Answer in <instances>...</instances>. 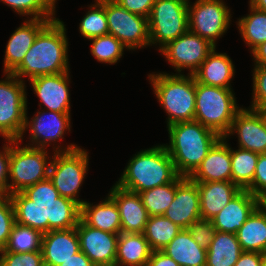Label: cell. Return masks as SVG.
Here are the masks:
<instances>
[{"label":"cell","mask_w":266,"mask_h":266,"mask_svg":"<svg viewBox=\"0 0 266 266\" xmlns=\"http://www.w3.org/2000/svg\"><path fill=\"white\" fill-rule=\"evenodd\" d=\"M0 266H45L42 251L0 252Z\"/></svg>","instance_id":"cell-40"},{"label":"cell","mask_w":266,"mask_h":266,"mask_svg":"<svg viewBox=\"0 0 266 266\" xmlns=\"http://www.w3.org/2000/svg\"><path fill=\"white\" fill-rule=\"evenodd\" d=\"M44 1L55 11L57 0H44Z\"/></svg>","instance_id":"cell-51"},{"label":"cell","mask_w":266,"mask_h":266,"mask_svg":"<svg viewBox=\"0 0 266 266\" xmlns=\"http://www.w3.org/2000/svg\"><path fill=\"white\" fill-rule=\"evenodd\" d=\"M262 266H266V254L264 255V259H263V262H262Z\"/></svg>","instance_id":"cell-54"},{"label":"cell","mask_w":266,"mask_h":266,"mask_svg":"<svg viewBox=\"0 0 266 266\" xmlns=\"http://www.w3.org/2000/svg\"><path fill=\"white\" fill-rule=\"evenodd\" d=\"M20 16L30 19H56L55 12L44 0H0Z\"/></svg>","instance_id":"cell-38"},{"label":"cell","mask_w":266,"mask_h":266,"mask_svg":"<svg viewBox=\"0 0 266 266\" xmlns=\"http://www.w3.org/2000/svg\"><path fill=\"white\" fill-rule=\"evenodd\" d=\"M194 182L232 181L230 146L221 137L189 177Z\"/></svg>","instance_id":"cell-22"},{"label":"cell","mask_w":266,"mask_h":266,"mask_svg":"<svg viewBox=\"0 0 266 266\" xmlns=\"http://www.w3.org/2000/svg\"><path fill=\"white\" fill-rule=\"evenodd\" d=\"M249 5L257 10L266 12V0H249Z\"/></svg>","instance_id":"cell-50"},{"label":"cell","mask_w":266,"mask_h":266,"mask_svg":"<svg viewBox=\"0 0 266 266\" xmlns=\"http://www.w3.org/2000/svg\"><path fill=\"white\" fill-rule=\"evenodd\" d=\"M215 47L207 39L188 30L177 39L167 43L159 51L176 69L175 71L178 73L175 74H182V70L188 69L189 73L187 74L193 75Z\"/></svg>","instance_id":"cell-13"},{"label":"cell","mask_w":266,"mask_h":266,"mask_svg":"<svg viewBox=\"0 0 266 266\" xmlns=\"http://www.w3.org/2000/svg\"><path fill=\"white\" fill-rule=\"evenodd\" d=\"M202 219L211 220L241 189L232 181L196 182Z\"/></svg>","instance_id":"cell-24"},{"label":"cell","mask_w":266,"mask_h":266,"mask_svg":"<svg viewBox=\"0 0 266 266\" xmlns=\"http://www.w3.org/2000/svg\"><path fill=\"white\" fill-rule=\"evenodd\" d=\"M195 96L194 121L225 137L237 112L242 108L237 106L232 88L215 87L195 81Z\"/></svg>","instance_id":"cell-6"},{"label":"cell","mask_w":266,"mask_h":266,"mask_svg":"<svg viewBox=\"0 0 266 266\" xmlns=\"http://www.w3.org/2000/svg\"><path fill=\"white\" fill-rule=\"evenodd\" d=\"M259 205L258 197L248 190H241L211 221L217 231L236 234Z\"/></svg>","instance_id":"cell-21"},{"label":"cell","mask_w":266,"mask_h":266,"mask_svg":"<svg viewBox=\"0 0 266 266\" xmlns=\"http://www.w3.org/2000/svg\"><path fill=\"white\" fill-rule=\"evenodd\" d=\"M246 190L259 199L266 193V153L259 154L253 182Z\"/></svg>","instance_id":"cell-43"},{"label":"cell","mask_w":266,"mask_h":266,"mask_svg":"<svg viewBox=\"0 0 266 266\" xmlns=\"http://www.w3.org/2000/svg\"><path fill=\"white\" fill-rule=\"evenodd\" d=\"M169 145L164 144L179 176L190 177L221 138L197 121H185L167 127Z\"/></svg>","instance_id":"cell-3"},{"label":"cell","mask_w":266,"mask_h":266,"mask_svg":"<svg viewBox=\"0 0 266 266\" xmlns=\"http://www.w3.org/2000/svg\"><path fill=\"white\" fill-rule=\"evenodd\" d=\"M108 195L118 206L121 232L144 233L149 214L143 206L139 193L126 190L114 184Z\"/></svg>","instance_id":"cell-20"},{"label":"cell","mask_w":266,"mask_h":266,"mask_svg":"<svg viewBox=\"0 0 266 266\" xmlns=\"http://www.w3.org/2000/svg\"><path fill=\"white\" fill-rule=\"evenodd\" d=\"M264 255L259 252L243 251L234 266H262Z\"/></svg>","instance_id":"cell-46"},{"label":"cell","mask_w":266,"mask_h":266,"mask_svg":"<svg viewBox=\"0 0 266 266\" xmlns=\"http://www.w3.org/2000/svg\"><path fill=\"white\" fill-rule=\"evenodd\" d=\"M41 251L45 266H59L80 251L76 227L43 233Z\"/></svg>","instance_id":"cell-23"},{"label":"cell","mask_w":266,"mask_h":266,"mask_svg":"<svg viewBox=\"0 0 266 266\" xmlns=\"http://www.w3.org/2000/svg\"><path fill=\"white\" fill-rule=\"evenodd\" d=\"M29 121L26 109V121L24 133L30 131V142L27 144L31 147L47 149L51 142L56 143L62 140L66 131L71 129V115L70 113H59L54 111L41 110L30 118ZM67 129V130H66Z\"/></svg>","instance_id":"cell-14"},{"label":"cell","mask_w":266,"mask_h":266,"mask_svg":"<svg viewBox=\"0 0 266 266\" xmlns=\"http://www.w3.org/2000/svg\"><path fill=\"white\" fill-rule=\"evenodd\" d=\"M188 0V29L214 46L230 26L231 11L223 0Z\"/></svg>","instance_id":"cell-11"},{"label":"cell","mask_w":266,"mask_h":266,"mask_svg":"<svg viewBox=\"0 0 266 266\" xmlns=\"http://www.w3.org/2000/svg\"><path fill=\"white\" fill-rule=\"evenodd\" d=\"M108 34L121 41L127 50L150 46L148 18L131 13L114 0H106Z\"/></svg>","instance_id":"cell-12"},{"label":"cell","mask_w":266,"mask_h":266,"mask_svg":"<svg viewBox=\"0 0 266 266\" xmlns=\"http://www.w3.org/2000/svg\"><path fill=\"white\" fill-rule=\"evenodd\" d=\"M242 252L236 234L217 231L207 249L206 266H234Z\"/></svg>","instance_id":"cell-30"},{"label":"cell","mask_w":266,"mask_h":266,"mask_svg":"<svg viewBox=\"0 0 266 266\" xmlns=\"http://www.w3.org/2000/svg\"><path fill=\"white\" fill-rule=\"evenodd\" d=\"M154 94L168 114L167 127L177 122L194 121L195 78L193 75L150 73Z\"/></svg>","instance_id":"cell-5"},{"label":"cell","mask_w":266,"mask_h":266,"mask_svg":"<svg viewBox=\"0 0 266 266\" xmlns=\"http://www.w3.org/2000/svg\"><path fill=\"white\" fill-rule=\"evenodd\" d=\"M68 72L38 76L29 80L31 87L45 110L59 113H70V78Z\"/></svg>","instance_id":"cell-18"},{"label":"cell","mask_w":266,"mask_h":266,"mask_svg":"<svg viewBox=\"0 0 266 266\" xmlns=\"http://www.w3.org/2000/svg\"><path fill=\"white\" fill-rule=\"evenodd\" d=\"M55 19L25 20L9 38L4 56V74L12 73L23 61L27 51L35 42L37 35Z\"/></svg>","instance_id":"cell-19"},{"label":"cell","mask_w":266,"mask_h":266,"mask_svg":"<svg viewBox=\"0 0 266 266\" xmlns=\"http://www.w3.org/2000/svg\"><path fill=\"white\" fill-rule=\"evenodd\" d=\"M250 14L239 18L237 28L250 51L266 41V12L249 5Z\"/></svg>","instance_id":"cell-33"},{"label":"cell","mask_w":266,"mask_h":266,"mask_svg":"<svg viewBox=\"0 0 266 266\" xmlns=\"http://www.w3.org/2000/svg\"><path fill=\"white\" fill-rule=\"evenodd\" d=\"M14 224L15 213L10 195L0 196V251L5 248Z\"/></svg>","instance_id":"cell-39"},{"label":"cell","mask_w":266,"mask_h":266,"mask_svg":"<svg viewBox=\"0 0 266 266\" xmlns=\"http://www.w3.org/2000/svg\"><path fill=\"white\" fill-rule=\"evenodd\" d=\"M236 235L243 251L266 254V209L259 205Z\"/></svg>","instance_id":"cell-29"},{"label":"cell","mask_w":266,"mask_h":266,"mask_svg":"<svg viewBox=\"0 0 266 266\" xmlns=\"http://www.w3.org/2000/svg\"><path fill=\"white\" fill-rule=\"evenodd\" d=\"M150 46L167 43L188 29V0H156L148 18Z\"/></svg>","instance_id":"cell-10"},{"label":"cell","mask_w":266,"mask_h":266,"mask_svg":"<svg viewBox=\"0 0 266 266\" xmlns=\"http://www.w3.org/2000/svg\"><path fill=\"white\" fill-rule=\"evenodd\" d=\"M253 71V98L249 107L258 110L266 106V65H255Z\"/></svg>","instance_id":"cell-41"},{"label":"cell","mask_w":266,"mask_h":266,"mask_svg":"<svg viewBox=\"0 0 266 266\" xmlns=\"http://www.w3.org/2000/svg\"><path fill=\"white\" fill-rule=\"evenodd\" d=\"M42 233L15 222L12 227L10 238L0 252L27 253L41 251Z\"/></svg>","instance_id":"cell-34"},{"label":"cell","mask_w":266,"mask_h":266,"mask_svg":"<svg viewBox=\"0 0 266 266\" xmlns=\"http://www.w3.org/2000/svg\"><path fill=\"white\" fill-rule=\"evenodd\" d=\"M188 230L198 245L205 250L208 249L217 232L211 220L202 218L193 222Z\"/></svg>","instance_id":"cell-42"},{"label":"cell","mask_w":266,"mask_h":266,"mask_svg":"<svg viewBox=\"0 0 266 266\" xmlns=\"http://www.w3.org/2000/svg\"><path fill=\"white\" fill-rule=\"evenodd\" d=\"M176 179L161 186L140 192L143 206L149 216L163 215L175 197Z\"/></svg>","instance_id":"cell-35"},{"label":"cell","mask_w":266,"mask_h":266,"mask_svg":"<svg viewBox=\"0 0 266 266\" xmlns=\"http://www.w3.org/2000/svg\"><path fill=\"white\" fill-rule=\"evenodd\" d=\"M15 222L42 234L51 230L75 228L81 215V206L72 199L59 196L52 181L47 178L10 195Z\"/></svg>","instance_id":"cell-1"},{"label":"cell","mask_w":266,"mask_h":266,"mask_svg":"<svg viewBox=\"0 0 266 266\" xmlns=\"http://www.w3.org/2000/svg\"><path fill=\"white\" fill-rule=\"evenodd\" d=\"M237 134L239 148L258 154L266 153V123L256 109L241 108L225 138Z\"/></svg>","instance_id":"cell-17"},{"label":"cell","mask_w":266,"mask_h":266,"mask_svg":"<svg viewBox=\"0 0 266 266\" xmlns=\"http://www.w3.org/2000/svg\"><path fill=\"white\" fill-rule=\"evenodd\" d=\"M103 200L95 205L85 201L81 205L80 218L92 228L120 234L121 221L118 206L109 195Z\"/></svg>","instance_id":"cell-26"},{"label":"cell","mask_w":266,"mask_h":266,"mask_svg":"<svg viewBox=\"0 0 266 266\" xmlns=\"http://www.w3.org/2000/svg\"><path fill=\"white\" fill-rule=\"evenodd\" d=\"M60 146L53 147L48 178L59 196L72 199L81 206L85 200H80L78 193L88 172L89 153L72 143L65 148Z\"/></svg>","instance_id":"cell-7"},{"label":"cell","mask_w":266,"mask_h":266,"mask_svg":"<svg viewBox=\"0 0 266 266\" xmlns=\"http://www.w3.org/2000/svg\"><path fill=\"white\" fill-rule=\"evenodd\" d=\"M59 266H95L91 260L80 250L76 254L72 255L71 258L64 261Z\"/></svg>","instance_id":"cell-48"},{"label":"cell","mask_w":266,"mask_h":266,"mask_svg":"<svg viewBox=\"0 0 266 266\" xmlns=\"http://www.w3.org/2000/svg\"><path fill=\"white\" fill-rule=\"evenodd\" d=\"M46 150L28 145L21 147L20 140H10L9 195L48 178L51 158Z\"/></svg>","instance_id":"cell-8"},{"label":"cell","mask_w":266,"mask_h":266,"mask_svg":"<svg viewBox=\"0 0 266 266\" xmlns=\"http://www.w3.org/2000/svg\"><path fill=\"white\" fill-rule=\"evenodd\" d=\"M232 182L241 190H246L253 182L259 154L239 148L230 147Z\"/></svg>","instance_id":"cell-31"},{"label":"cell","mask_w":266,"mask_h":266,"mask_svg":"<svg viewBox=\"0 0 266 266\" xmlns=\"http://www.w3.org/2000/svg\"><path fill=\"white\" fill-rule=\"evenodd\" d=\"M80 250L95 266H115L119 234L92 228L81 218L76 226Z\"/></svg>","instance_id":"cell-15"},{"label":"cell","mask_w":266,"mask_h":266,"mask_svg":"<svg viewBox=\"0 0 266 266\" xmlns=\"http://www.w3.org/2000/svg\"><path fill=\"white\" fill-rule=\"evenodd\" d=\"M251 53L254 65H266V41L256 47Z\"/></svg>","instance_id":"cell-49"},{"label":"cell","mask_w":266,"mask_h":266,"mask_svg":"<svg viewBox=\"0 0 266 266\" xmlns=\"http://www.w3.org/2000/svg\"><path fill=\"white\" fill-rule=\"evenodd\" d=\"M64 22L52 20L38 35L22 63L12 72L17 78L68 72V38Z\"/></svg>","instance_id":"cell-2"},{"label":"cell","mask_w":266,"mask_h":266,"mask_svg":"<svg viewBox=\"0 0 266 266\" xmlns=\"http://www.w3.org/2000/svg\"><path fill=\"white\" fill-rule=\"evenodd\" d=\"M90 10L83 16L79 23V31L86 39L107 35L108 23L106 17V0H95L89 6Z\"/></svg>","instance_id":"cell-36"},{"label":"cell","mask_w":266,"mask_h":266,"mask_svg":"<svg viewBox=\"0 0 266 266\" xmlns=\"http://www.w3.org/2000/svg\"><path fill=\"white\" fill-rule=\"evenodd\" d=\"M178 176L174 162L162 144L133 155L115 184L126 190L140 193L171 183Z\"/></svg>","instance_id":"cell-4"},{"label":"cell","mask_w":266,"mask_h":266,"mask_svg":"<svg viewBox=\"0 0 266 266\" xmlns=\"http://www.w3.org/2000/svg\"><path fill=\"white\" fill-rule=\"evenodd\" d=\"M181 229L163 215L149 216L143 234L151 250L159 251L166 247Z\"/></svg>","instance_id":"cell-32"},{"label":"cell","mask_w":266,"mask_h":266,"mask_svg":"<svg viewBox=\"0 0 266 266\" xmlns=\"http://www.w3.org/2000/svg\"><path fill=\"white\" fill-rule=\"evenodd\" d=\"M235 65L226 53H217L216 47L193 73L195 81L205 85L231 88Z\"/></svg>","instance_id":"cell-25"},{"label":"cell","mask_w":266,"mask_h":266,"mask_svg":"<svg viewBox=\"0 0 266 266\" xmlns=\"http://www.w3.org/2000/svg\"><path fill=\"white\" fill-rule=\"evenodd\" d=\"M163 216L182 229H188L193 222L200 219V194L197 183L189 177L178 176L175 197Z\"/></svg>","instance_id":"cell-16"},{"label":"cell","mask_w":266,"mask_h":266,"mask_svg":"<svg viewBox=\"0 0 266 266\" xmlns=\"http://www.w3.org/2000/svg\"><path fill=\"white\" fill-rule=\"evenodd\" d=\"M260 205L266 209V193L260 198Z\"/></svg>","instance_id":"cell-53"},{"label":"cell","mask_w":266,"mask_h":266,"mask_svg":"<svg viewBox=\"0 0 266 266\" xmlns=\"http://www.w3.org/2000/svg\"><path fill=\"white\" fill-rule=\"evenodd\" d=\"M3 150H0V196L9 195V159H10V140H6Z\"/></svg>","instance_id":"cell-44"},{"label":"cell","mask_w":266,"mask_h":266,"mask_svg":"<svg viewBox=\"0 0 266 266\" xmlns=\"http://www.w3.org/2000/svg\"><path fill=\"white\" fill-rule=\"evenodd\" d=\"M131 13L149 18L156 0H114Z\"/></svg>","instance_id":"cell-45"},{"label":"cell","mask_w":266,"mask_h":266,"mask_svg":"<svg viewBox=\"0 0 266 266\" xmlns=\"http://www.w3.org/2000/svg\"><path fill=\"white\" fill-rule=\"evenodd\" d=\"M146 266H179V264L162 250H159L151 252Z\"/></svg>","instance_id":"cell-47"},{"label":"cell","mask_w":266,"mask_h":266,"mask_svg":"<svg viewBox=\"0 0 266 266\" xmlns=\"http://www.w3.org/2000/svg\"><path fill=\"white\" fill-rule=\"evenodd\" d=\"M151 252L143 233L121 232L117 241L115 266H146Z\"/></svg>","instance_id":"cell-27"},{"label":"cell","mask_w":266,"mask_h":266,"mask_svg":"<svg viewBox=\"0 0 266 266\" xmlns=\"http://www.w3.org/2000/svg\"><path fill=\"white\" fill-rule=\"evenodd\" d=\"M258 111L260 112L266 123V106L259 108Z\"/></svg>","instance_id":"cell-52"},{"label":"cell","mask_w":266,"mask_h":266,"mask_svg":"<svg viewBox=\"0 0 266 266\" xmlns=\"http://www.w3.org/2000/svg\"><path fill=\"white\" fill-rule=\"evenodd\" d=\"M91 54L98 62L114 65L123 56L127 47L113 35L107 34L91 38Z\"/></svg>","instance_id":"cell-37"},{"label":"cell","mask_w":266,"mask_h":266,"mask_svg":"<svg viewBox=\"0 0 266 266\" xmlns=\"http://www.w3.org/2000/svg\"><path fill=\"white\" fill-rule=\"evenodd\" d=\"M0 81V135L5 140H23L27 94L24 79L5 73Z\"/></svg>","instance_id":"cell-9"},{"label":"cell","mask_w":266,"mask_h":266,"mask_svg":"<svg viewBox=\"0 0 266 266\" xmlns=\"http://www.w3.org/2000/svg\"><path fill=\"white\" fill-rule=\"evenodd\" d=\"M162 251L179 266H206L207 250L198 245L188 229H181Z\"/></svg>","instance_id":"cell-28"}]
</instances>
